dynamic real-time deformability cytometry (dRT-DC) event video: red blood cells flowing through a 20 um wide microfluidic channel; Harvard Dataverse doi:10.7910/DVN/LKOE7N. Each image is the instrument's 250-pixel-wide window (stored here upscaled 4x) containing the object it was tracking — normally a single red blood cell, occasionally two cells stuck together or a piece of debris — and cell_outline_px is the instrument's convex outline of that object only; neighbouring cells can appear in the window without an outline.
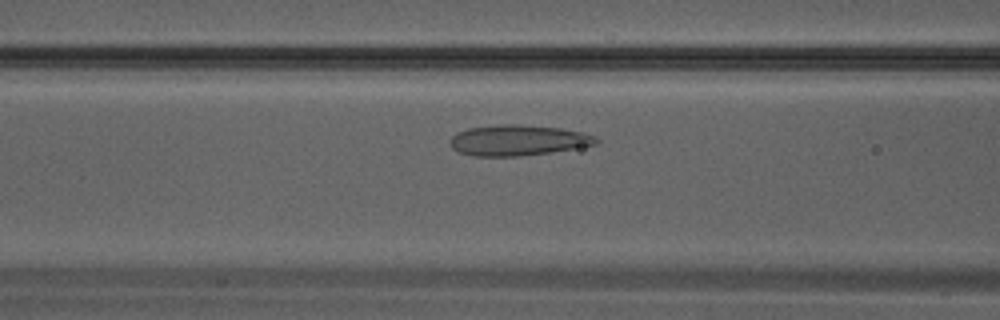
{"species": "Egyptian fruit bat (a non-hibernating species)", "species_latin": "Rousettus aegyptiacus", "temperature_condition": "warm", "stored_images_in_passage": 23, "camera_frame_rate_fps": 3000, "um_per_image_px": 0.085, "animal": {"sex": "male"}, "frame": {"image": 1, "passage_image": 5, "time_ms": 1.333, "image_size_px": [1000, 320], "cell_outline_px": [[600, 140], [596, 144], [552, 152], [520, 156], [472, 156], [456, 152], [448, 144], [448, 140], [456, 132], [468, 128], [500, 124], [520, 124], [560, 128], [580, 132], [596, 136]], "centroid_in_image_um": [43.96, 11.92], "position_along_channel_um": 122.6, "area_um2": 26.36}}
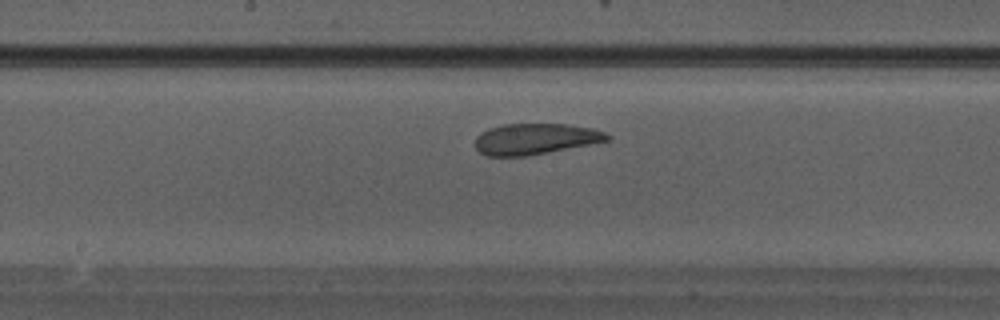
{"frame": {"image": 2, "passage_image": 9, "time_ms": 2.667, "image_size_px": [1000, 320], "cell_outline_px": [[612, 140], [528, 156], [488, 156], [480, 152], [476, 148], [476, 136], [488, 128], [504, 124], [568, 124], [592, 128], [604, 132], [612, 136]], "centroid_in_image_um": [45.53, 11.81], "position_along_channel_um": 202.7, "area_um2": 23.93}}
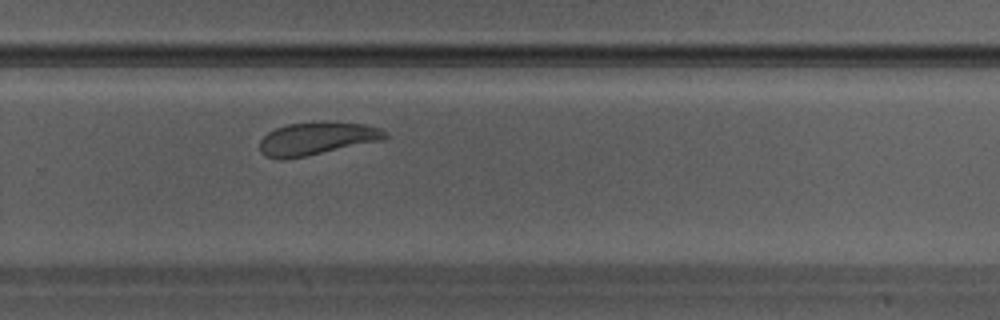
{"frame": {"image": 3, "passage_image": 14, "time_ms": 4.333, "image_size_px": [1000, 320], "cell_outline_px": [[388, 136], [384, 140], [284, 160], [280, 160], [264, 156], [260, 152], [260, 140], [268, 132], [276, 128], [288, 124], [320, 120], [364, 124], [380, 128], [388, 132]], "centroid_in_image_um": [26.93, 11.76], "position_along_channel_um": 302.9, "area_um2": 24.33}}